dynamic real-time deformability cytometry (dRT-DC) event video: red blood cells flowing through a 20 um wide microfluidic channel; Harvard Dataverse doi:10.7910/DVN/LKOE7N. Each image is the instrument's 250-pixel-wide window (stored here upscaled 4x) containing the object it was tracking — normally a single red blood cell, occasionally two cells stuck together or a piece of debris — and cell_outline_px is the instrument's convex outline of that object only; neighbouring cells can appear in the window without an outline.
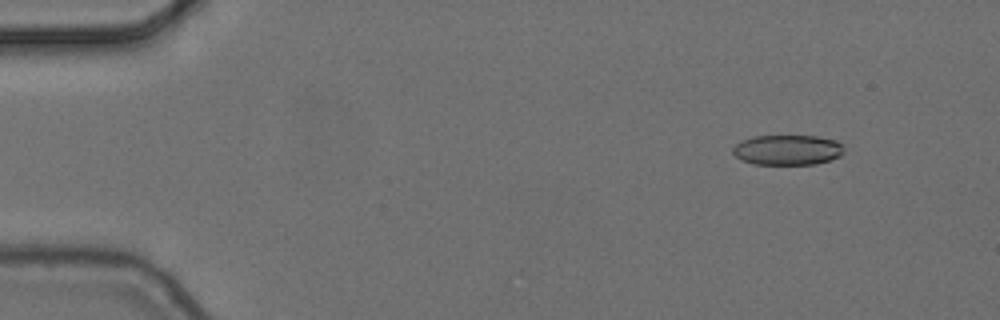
{"species": "common noctule bat (a hibernating species)", "species_latin": "Nyctalus noctula", "temperature_condition": "cold", "stored_images_in_passage": 4, "camera_frame_rate_fps": 3000, "um_per_image_px": 0.085, "animal": {"sex": "female", "body_mass_g": 24.6, "forearm_length_mm": 56.2}, "frame": {"image": 1, "passage_image": 1, "time_ms": 0.0, "image_size_px": [1000, 320], "cell_outline_px": [[844, 152], [840, 156], [816, 164], [752, 164], [740, 160], [732, 152], [732, 148], [736, 144], [752, 136], [816, 136], [836, 140], [840, 144]], "centroid_in_image_um": [66.91, 12.75], "position_along_channel_um": 18.1, "area_um2": 19.48}}
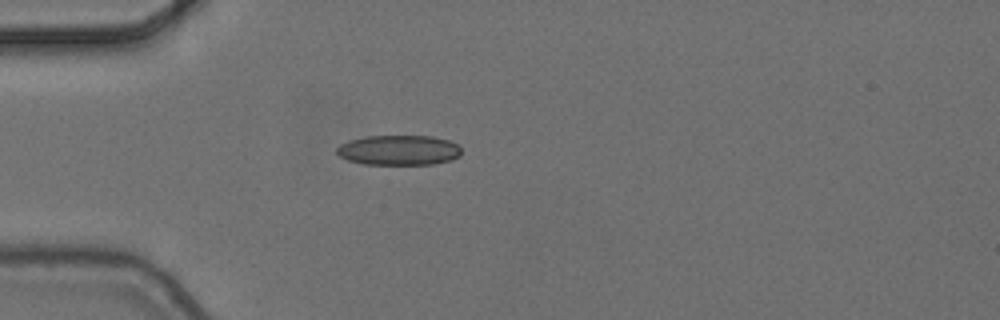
{"frame": {"image": 2, "passage_image": 4, "time_ms": 1.0, "image_size_px": [1000, 320], "cell_outline_px": [[460, 156], [452, 160], [432, 164], [364, 164], [348, 160], [340, 156], [336, 152], [336, 148], [340, 144], [348, 140], [364, 136], [432, 136], [448, 140], [456, 144], [460, 148]], "centroid_in_image_um": [33.88, 12.76], "position_along_channel_um": 51.1, "area_um2": 21.85}}